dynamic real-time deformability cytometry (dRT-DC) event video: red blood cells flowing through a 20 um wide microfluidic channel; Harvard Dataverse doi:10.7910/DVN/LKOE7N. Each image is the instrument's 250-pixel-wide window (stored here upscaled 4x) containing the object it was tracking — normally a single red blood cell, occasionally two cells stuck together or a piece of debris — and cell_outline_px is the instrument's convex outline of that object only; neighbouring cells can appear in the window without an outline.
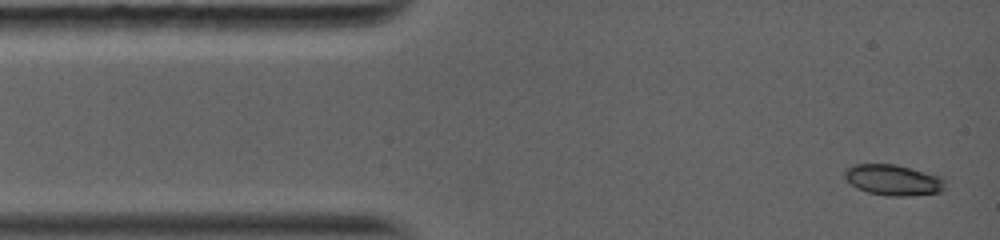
{"species": "common noctule bat (a hibernating species)", "species_latin": "Nyctalus noctula", "temperature_condition": "warm", "stored_images_in_passage": 6, "camera_frame_rate_fps": 5000, "um_per_image_px": 0.085, "animal": {"sex": "female", "body_mass_g": 19.0, "forearm_length_mm": 56.7}, "frame": {"image": 1, "passage_image": 1, "time_ms": 0.0, "image_size_px": [1000, 240], "cell_outline_px": [[944, 188], [940, 192], [904, 196], [888, 196], [868, 192], [856, 188], [844, 176], [844, 172], [848, 168], [856, 164], [896, 164], [936, 176], [944, 184]], "centroid_in_image_um": [75.85, 15.3], "position_along_channel_um": 9.1, "area_um2": 17.46}}
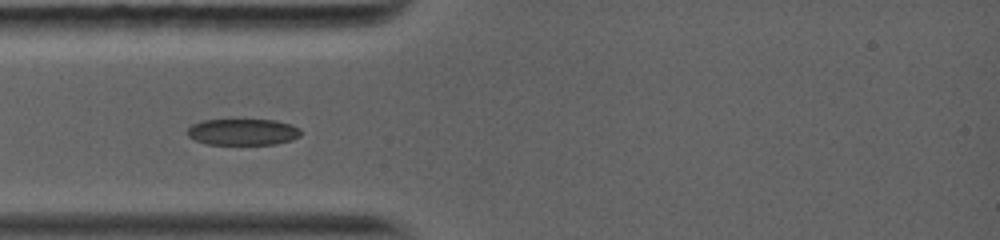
{"frame": {"image": 2, "passage_image": 5, "time_ms": 3.0, "image_size_px": [1000, 240], "cell_outline_px": [[304, 132], [300, 136], [292, 140], [276, 144], [208, 144], [196, 140], [188, 136], [188, 128], [192, 124], [200, 120], [276, 120], [300, 128]], "centroid_in_image_um": [20.67, 11.21], "position_along_channel_um": 64.3, "area_um2": 17.46}}